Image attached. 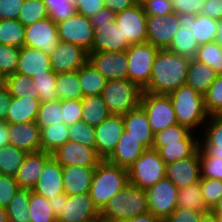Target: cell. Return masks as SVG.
<instances>
[{"mask_svg":"<svg viewBox=\"0 0 222 222\" xmlns=\"http://www.w3.org/2000/svg\"><path fill=\"white\" fill-rule=\"evenodd\" d=\"M9 144L8 123L0 122V148Z\"/></svg>","mask_w":222,"mask_h":222,"instance_id":"cell-67","label":"cell"},{"mask_svg":"<svg viewBox=\"0 0 222 222\" xmlns=\"http://www.w3.org/2000/svg\"><path fill=\"white\" fill-rule=\"evenodd\" d=\"M222 106V74H217L216 79L204 95V107L209 115Z\"/></svg>","mask_w":222,"mask_h":222,"instance_id":"cell-52","label":"cell"},{"mask_svg":"<svg viewBox=\"0 0 222 222\" xmlns=\"http://www.w3.org/2000/svg\"><path fill=\"white\" fill-rule=\"evenodd\" d=\"M57 74L48 71L41 75H32L31 81L35 83L40 102L53 101L57 99L56 92Z\"/></svg>","mask_w":222,"mask_h":222,"instance_id":"cell-45","label":"cell"},{"mask_svg":"<svg viewBox=\"0 0 222 222\" xmlns=\"http://www.w3.org/2000/svg\"><path fill=\"white\" fill-rule=\"evenodd\" d=\"M199 183L204 202L211 210L222 198V180L201 177Z\"/></svg>","mask_w":222,"mask_h":222,"instance_id":"cell-50","label":"cell"},{"mask_svg":"<svg viewBox=\"0 0 222 222\" xmlns=\"http://www.w3.org/2000/svg\"><path fill=\"white\" fill-rule=\"evenodd\" d=\"M200 146V137L195 132H190L179 143H154L153 149L158 150L164 163L170 164L191 157Z\"/></svg>","mask_w":222,"mask_h":222,"instance_id":"cell-24","label":"cell"},{"mask_svg":"<svg viewBox=\"0 0 222 222\" xmlns=\"http://www.w3.org/2000/svg\"><path fill=\"white\" fill-rule=\"evenodd\" d=\"M68 136L71 142L95 148V129L82 120L68 125Z\"/></svg>","mask_w":222,"mask_h":222,"instance_id":"cell-49","label":"cell"},{"mask_svg":"<svg viewBox=\"0 0 222 222\" xmlns=\"http://www.w3.org/2000/svg\"><path fill=\"white\" fill-rule=\"evenodd\" d=\"M63 123L61 100H53L40 102V107L36 119V124L39 128H46L51 125Z\"/></svg>","mask_w":222,"mask_h":222,"instance_id":"cell-44","label":"cell"},{"mask_svg":"<svg viewBox=\"0 0 222 222\" xmlns=\"http://www.w3.org/2000/svg\"><path fill=\"white\" fill-rule=\"evenodd\" d=\"M177 207L202 213L210 211L204 202L199 182L179 189Z\"/></svg>","mask_w":222,"mask_h":222,"instance_id":"cell-38","label":"cell"},{"mask_svg":"<svg viewBox=\"0 0 222 222\" xmlns=\"http://www.w3.org/2000/svg\"><path fill=\"white\" fill-rule=\"evenodd\" d=\"M198 222H217L211 211L203 213Z\"/></svg>","mask_w":222,"mask_h":222,"instance_id":"cell-68","label":"cell"},{"mask_svg":"<svg viewBox=\"0 0 222 222\" xmlns=\"http://www.w3.org/2000/svg\"><path fill=\"white\" fill-rule=\"evenodd\" d=\"M143 90L128 79L107 80L102 98L111 115H125L141 104Z\"/></svg>","mask_w":222,"mask_h":222,"instance_id":"cell-6","label":"cell"},{"mask_svg":"<svg viewBox=\"0 0 222 222\" xmlns=\"http://www.w3.org/2000/svg\"><path fill=\"white\" fill-rule=\"evenodd\" d=\"M0 222H9L6 208L0 206Z\"/></svg>","mask_w":222,"mask_h":222,"instance_id":"cell-70","label":"cell"},{"mask_svg":"<svg viewBox=\"0 0 222 222\" xmlns=\"http://www.w3.org/2000/svg\"><path fill=\"white\" fill-rule=\"evenodd\" d=\"M61 111L63 123L71 125L82 120V102L81 99L61 100Z\"/></svg>","mask_w":222,"mask_h":222,"instance_id":"cell-54","label":"cell"},{"mask_svg":"<svg viewBox=\"0 0 222 222\" xmlns=\"http://www.w3.org/2000/svg\"><path fill=\"white\" fill-rule=\"evenodd\" d=\"M6 85V76L0 70V87Z\"/></svg>","mask_w":222,"mask_h":222,"instance_id":"cell-72","label":"cell"},{"mask_svg":"<svg viewBox=\"0 0 222 222\" xmlns=\"http://www.w3.org/2000/svg\"><path fill=\"white\" fill-rule=\"evenodd\" d=\"M128 183V169L102 160L95 168L89 194L94 205L101 211Z\"/></svg>","mask_w":222,"mask_h":222,"instance_id":"cell-3","label":"cell"},{"mask_svg":"<svg viewBox=\"0 0 222 222\" xmlns=\"http://www.w3.org/2000/svg\"><path fill=\"white\" fill-rule=\"evenodd\" d=\"M217 73L206 63L190 59L185 85L204 96L216 79Z\"/></svg>","mask_w":222,"mask_h":222,"instance_id":"cell-32","label":"cell"},{"mask_svg":"<svg viewBox=\"0 0 222 222\" xmlns=\"http://www.w3.org/2000/svg\"><path fill=\"white\" fill-rule=\"evenodd\" d=\"M201 14L218 21L222 20V0H206Z\"/></svg>","mask_w":222,"mask_h":222,"instance_id":"cell-62","label":"cell"},{"mask_svg":"<svg viewBox=\"0 0 222 222\" xmlns=\"http://www.w3.org/2000/svg\"><path fill=\"white\" fill-rule=\"evenodd\" d=\"M9 144L28 153L41 151L40 128L34 122L8 124Z\"/></svg>","mask_w":222,"mask_h":222,"instance_id":"cell-21","label":"cell"},{"mask_svg":"<svg viewBox=\"0 0 222 222\" xmlns=\"http://www.w3.org/2000/svg\"><path fill=\"white\" fill-rule=\"evenodd\" d=\"M94 40L92 49L89 53L96 52H117L126 51L130 44L124 39L121 29L115 20L110 23L101 24L94 30Z\"/></svg>","mask_w":222,"mask_h":222,"instance_id":"cell-20","label":"cell"},{"mask_svg":"<svg viewBox=\"0 0 222 222\" xmlns=\"http://www.w3.org/2000/svg\"><path fill=\"white\" fill-rule=\"evenodd\" d=\"M6 87L12 97L33 95L38 97L37 86L31 78L24 74L15 73L6 77Z\"/></svg>","mask_w":222,"mask_h":222,"instance_id":"cell-46","label":"cell"},{"mask_svg":"<svg viewBox=\"0 0 222 222\" xmlns=\"http://www.w3.org/2000/svg\"><path fill=\"white\" fill-rule=\"evenodd\" d=\"M40 100L33 95L12 97L6 121L8 124L34 122L37 119Z\"/></svg>","mask_w":222,"mask_h":222,"instance_id":"cell-30","label":"cell"},{"mask_svg":"<svg viewBox=\"0 0 222 222\" xmlns=\"http://www.w3.org/2000/svg\"><path fill=\"white\" fill-rule=\"evenodd\" d=\"M167 177L178 189L200 181V151L191 156L166 165Z\"/></svg>","mask_w":222,"mask_h":222,"instance_id":"cell-19","label":"cell"},{"mask_svg":"<svg viewBox=\"0 0 222 222\" xmlns=\"http://www.w3.org/2000/svg\"><path fill=\"white\" fill-rule=\"evenodd\" d=\"M158 50L156 46L148 42L132 44L126 50L128 60L127 79L142 90L150 81L153 61Z\"/></svg>","mask_w":222,"mask_h":222,"instance_id":"cell-8","label":"cell"},{"mask_svg":"<svg viewBox=\"0 0 222 222\" xmlns=\"http://www.w3.org/2000/svg\"><path fill=\"white\" fill-rule=\"evenodd\" d=\"M25 0H0V20L18 19Z\"/></svg>","mask_w":222,"mask_h":222,"instance_id":"cell-59","label":"cell"},{"mask_svg":"<svg viewBox=\"0 0 222 222\" xmlns=\"http://www.w3.org/2000/svg\"><path fill=\"white\" fill-rule=\"evenodd\" d=\"M179 29L177 14L147 16V42L158 49H167Z\"/></svg>","mask_w":222,"mask_h":222,"instance_id":"cell-18","label":"cell"},{"mask_svg":"<svg viewBox=\"0 0 222 222\" xmlns=\"http://www.w3.org/2000/svg\"><path fill=\"white\" fill-rule=\"evenodd\" d=\"M48 17L56 24L77 13L76 0H43Z\"/></svg>","mask_w":222,"mask_h":222,"instance_id":"cell-47","label":"cell"},{"mask_svg":"<svg viewBox=\"0 0 222 222\" xmlns=\"http://www.w3.org/2000/svg\"><path fill=\"white\" fill-rule=\"evenodd\" d=\"M200 176L222 180V158L200 155Z\"/></svg>","mask_w":222,"mask_h":222,"instance_id":"cell-53","label":"cell"},{"mask_svg":"<svg viewBox=\"0 0 222 222\" xmlns=\"http://www.w3.org/2000/svg\"><path fill=\"white\" fill-rule=\"evenodd\" d=\"M140 105L146 111L151 130L154 134L178 124L168 95L143 92Z\"/></svg>","mask_w":222,"mask_h":222,"instance_id":"cell-9","label":"cell"},{"mask_svg":"<svg viewBox=\"0 0 222 222\" xmlns=\"http://www.w3.org/2000/svg\"><path fill=\"white\" fill-rule=\"evenodd\" d=\"M146 149L124 129L115 150L106 159L108 162L128 169Z\"/></svg>","mask_w":222,"mask_h":222,"instance_id":"cell-29","label":"cell"},{"mask_svg":"<svg viewBox=\"0 0 222 222\" xmlns=\"http://www.w3.org/2000/svg\"><path fill=\"white\" fill-rule=\"evenodd\" d=\"M19 189L15 177L0 174V206L6 208Z\"/></svg>","mask_w":222,"mask_h":222,"instance_id":"cell-57","label":"cell"},{"mask_svg":"<svg viewBox=\"0 0 222 222\" xmlns=\"http://www.w3.org/2000/svg\"><path fill=\"white\" fill-rule=\"evenodd\" d=\"M88 61L107 79H127L126 51L88 53Z\"/></svg>","mask_w":222,"mask_h":222,"instance_id":"cell-17","label":"cell"},{"mask_svg":"<svg viewBox=\"0 0 222 222\" xmlns=\"http://www.w3.org/2000/svg\"><path fill=\"white\" fill-rule=\"evenodd\" d=\"M57 222H100V211L89 193L55 195L48 199Z\"/></svg>","mask_w":222,"mask_h":222,"instance_id":"cell-5","label":"cell"},{"mask_svg":"<svg viewBox=\"0 0 222 222\" xmlns=\"http://www.w3.org/2000/svg\"><path fill=\"white\" fill-rule=\"evenodd\" d=\"M95 129V148L97 154L106 160L115 150L124 131L122 115H110Z\"/></svg>","mask_w":222,"mask_h":222,"instance_id":"cell-14","label":"cell"},{"mask_svg":"<svg viewBox=\"0 0 222 222\" xmlns=\"http://www.w3.org/2000/svg\"><path fill=\"white\" fill-rule=\"evenodd\" d=\"M25 26L18 19L0 20V44L24 47Z\"/></svg>","mask_w":222,"mask_h":222,"instance_id":"cell-40","label":"cell"},{"mask_svg":"<svg viewBox=\"0 0 222 222\" xmlns=\"http://www.w3.org/2000/svg\"><path fill=\"white\" fill-rule=\"evenodd\" d=\"M57 99H82V90L79 84V70L57 74Z\"/></svg>","mask_w":222,"mask_h":222,"instance_id":"cell-36","label":"cell"},{"mask_svg":"<svg viewBox=\"0 0 222 222\" xmlns=\"http://www.w3.org/2000/svg\"><path fill=\"white\" fill-rule=\"evenodd\" d=\"M194 59L206 63L217 74H222V47L215 40L201 44Z\"/></svg>","mask_w":222,"mask_h":222,"instance_id":"cell-43","label":"cell"},{"mask_svg":"<svg viewBox=\"0 0 222 222\" xmlns=\"http://www.w3.org/2000/svg\"><path fill=\"white\" fill-rule=\"evenodd\" d=\"M172 102L177 122L187 127L192 132L199 131L204 126L209 114L204 107V96L196 92L192 87L183 85L167 94Z\"/></svg>","mask_w":222,"mask_h":222,"instance_id":"cell-4","label":"cell"},{"mask_svg":"<svg viewBox=\"0 0 222 222\" xmlns=\"http://www.w3.org/2000/svg\"><path fill=\"white\" fill-rule=\"evenodd\" d=\"M27 153L11 144L0 148V174L15 177Z\"/></svg>","mask_w":222,"mask_h":222,"instance_id":"cell-37","label":"cell"},{"mask_svg":"<svg viewBox=\"0 0 222 222\" xmlns=\"http://www.w3.org/2000/svg\"><path fill=\"white\" fill-rule=\"evenodd\" d=\"M68 141V125L65 123L40 129L41 151L52 153Z\"/></svg>","mask_w":222,"mask_h":222,"instance_id":"cell-35","label":"cell"},{"mask_svg":"<svg viewBox=\"0 0 222 222\" xmlns=\"http://www.w3.org/2000/svg\"><path fill=\"white\" fill-rule=\"evenodd\" d=\"M206 0H172L175 14H201Z\"/></svg>","mask_w":222,"mask_h":222,"instance_id":"cell-58","label":"cell"},{"mask_svg":"<svg viewBox=\"0 0 222 222\" xmlns=\"http://www.w3.org/2000/svg\"><path fill=\"white\" fill-rule=\"evenodd\" d=\"M82 102V121L96 127L111 115L101 95L85 96Z\"/></svg>","mask_w":222,"mask_h":222,"instance_id":"cell-34","label":"cell"},{"mask_svg":"<svg viewBox=\"0 0 222 222\" xmlns=\"http://www.w3.org/2000/svg\"><path fill=\"white\" fill-rule=\"evenodd\" d=\"M115 20V14L107 8H102L95 15L90 17L91 24L95 29L99 28L101 24L110 23Z\"/></svg>","mask_w":222,"mask_h":222,"instance_id":"cell-63","label":"cell"},{"mask_svg":"<svg viewBox=\"0 0 222 222\" xmlns=\"http://www.w3.org/2000/svg\"><path fill=\"white\" fill-rule=\"evenodd\" d=\"M48 71H53L48 55L39 49L26 46L21 48L16 73L31 78L34 74L41 75Z\"/></svg>","mask_w":222,"mask_h":222,"instance_id":"cell-28","label":"cell"},{"mask_svg":"<svg viewBox=\"0 0 222 222\" xmlns=\"http://www.w3.org/2000/svg\"><path fill=\"white\" fill-rule=\"evenodd\" d=\"M95 168L78 165L62 166L64 193L66 195L89 193Z\"/></svg>","mask_w":222,"mask_h":222,"instance_id":"cell-27","label":"cell"},{"mask_svg":"<svg viewBox=\"0 0 222 222\" xmlns=\"http://www.w3.org/2000/svg\"><path fill=\"white\" fill-rule=\"evenodd\" d=\"M191 130L179 124L167 127L154 135V143H179Z\"/></svg>","mask_w":222,"mask_h":222,"instance_id":"cell-55","label":"cell"},{"mask_svg":"<svg viewBox=\"0 0 222 222\" xmlns=\"http://www.w3.org/2000/svg\"><path fill=\"white\" fill-rule=\"evenodd\" d=\"M21 48L0 44V70L7 77L16 73Z\"/></svg>","mask_w":222,"mask_h":222,"instance_id":"cell-51","label":"cell"},{"mask_svg":"<svg viewBox=\"0 0 222 222\" xmlns=\"http://www.w3.org/2000/svg\"><path fill=\"white\" fill-rule=\"evenodd\" d=\"M123 120L128 136L136 139L145 149L153 148L155 134L151 130L146 111L141 105L123 115Z\"/></svg>","mask_w":222,"mask_h":222,"instance_id":"cell-22","label":"cell"},{"mask_svg":"<svg viewBox=\"0 0 222 222\" xmlns=\"http://www.w3.org/2000/svg\"><path fill=\"white\" fill-rule=\"evenodd\" d=\"M12 96L6 85L0 87V122H5L9 111Z\"/></svg>","mask_w":222,"mask_h":222,"instance_id":"cell-64","label":"cell"},{"mask_svg":"<svg viewBox=\"0 0 222 222\" xmlns=\"http://www.w3.org/2000/svg\"><path fill=\"white\" fill-rule=\"evenodd\" d=\"M214 116L218 119H222V106L214 113Z\"/></svg>","mask_w":222,"mask_h":222,"instance_id":"cell-74","label":"cell"},{"mask_svg":"<svg viewBox=\"0 0 222 222\" xmlns=\"http://www.w3.org/2000/svg\"><path fill=\"white\" fill-rule=\"evenodd\" d=\"M217 222H222V212H212Z\"/></svg>","mask_w":222,"mask_h":222,"instance_id":"cell-73","label":"cell"},{"mask_svg":"<svg viewBox=\"0 0 222 222\" xmlns=\"http://www.w3.org/2000/svg\"><path fill=\"white\" fill-rule=\"evenodd\" d=\"M59 42L57 24L49 17L25 26L24 46L39 49L50 56Z\"/></svg>","mask_w":222,"mask_h":222,"instance_id":"cell-13","label":"cell"},{"mask_svg":"<svg viewBox=\"0 0 222 222\" xmlns=\"http://www.w3.org/2000/svg\"><path fill=\"white\" fill-rule=\"evenodd\" d=\"M30 222H57L48 199L31 190L29 201Z\"/></svg>","mask_w":222,"mask_h":222,"instance_id":"cell-42","label":"cell"},{"mask_svg":"<svg viewBox=\"0 0 222 222\" xmlns=\"http://www.w3.org/2000/svg\"><path fill=\"white\" fill-rule=\"evenodd\" d=\"M49 59L51 69L62 74L79 70L88 61V52L78 45L59 41Z\"/></svg>","mask_w":222,"mask_h":222,"instance_id":"cell-15","label":"cell"},{"mask_svg":"<svg viewBox=\"0 0 222 222\" xmlns=\"http://www.w3.org/2000/svg\"><path fill=\"white\" fill-rule=\"evenodd\" d=\"M31 190L19 189L6 207L9 222H30L29 201Z\"/></svg>","mask_w":222,"mask_h":222,"instance_id":"cell-39","label":"cell"},{"mask_svg":"<svg viewBox=\"0 0 222 222\" xmlns=\"http://www.w3.org/2000/svg\"><path fill=\"white\" fill-rule=\"evenodd\" d=\"M115 22L130 45L147 42V15L141 3L115 14Z\"/></svg>","mask_w":222,"mask_h":222,"instance_id":"cell-12","label":"cell"},{"mask_svg":"<svg viewBox=\"0 0 222 222\" xmlns=\"http://www.w3.org/2000/svg\"><path fill=\"white\" fill-rule=\"evenodd\" d=\"M122 222H164L161 218L154 216L152 213L148 212L143 215L136 216L131 219L124 220Z\"/></svg>","mask_w":222,"mask_h":222,"instance_id":"cell-66","label":"cell"},{"mask_svg":"<svg viewBox=\"0 0 222 222\" xmlns=\"http://www.w3.org/2000/svg\"><path fill=\"white\" fill-rule=\"evenodd\" d=\"M61 166L78 165L96 167L103 159L91 148L77 142L68 141L51 153Z\"/></svg>","mask_w":222,"mask_h":222,"instance_id":"cell-16","label":"cell"},{"mask_svg":"<svg viewBox=\"0 0 222 222\" xmlns=\"http://www.w3.org/2000/svg\"><path fill=\"white\" fill-rule=\"evenodd\" d=\"M106 82L107 79L89 61L79 69V84L83 97L101 95Z\"/></svg>","mask_w":222,"mask_h":222,"instance_id":"cell-33","label":"cell"},{"mask_svg":"<svg viewBox=\"0 0 222 222\" xmlns=\"http://www.w3.org/2000/svg\"><path fill=\"white\" fill-rule=\"evenodd\" d=\"M190 58L168 49H159L153 61L151 78L143 92L169 94L185 85Z\"/></svg>","mask_w":222,"mask_h":222,"instance_id":"cell-1","label":"cell"},{"mask_svg":"<svg viewBox=\"0 0 222 222\" xmlns=\"http://www.w3.org/2000/svg\"><path fill=\"white\" fill-rule=\"evenodd\" d=\"M62 166L52 157L44 166L42 173L32 189L46 199L64 193Z\"/></svg>","mask_w":222,"mask_h":222,"instance_id":"cell-26","label":"cell"},{"mask_svg":"<svg viewBox=\"0 0 222 222\" xmlns=\"http://www.w3.org/2000/svg\"><path fill=\"white\" fill-rule=\"evenodd\" d=\"M137 3V0H104L105 8L111 10L114 14L131 8Z\"/></svg>","mask_w":222,"mask_h":222,"instance_id":"cell-65","label":"cell"},{"mask_svg":"<svg viewBox=\"0 0 222 222\" xmlns=\"http://www.w3.org/2000/svg\"><path fill=\"white\" fill-rule=\"evenodd\" d=\"M200 137V155H211L222 158V119L209 115ZM204 135V136H203Z\"/></svg>","mask_w":222,"mask_h":222,"instance_id":"cell-31","label":"cell"},{"mask_svg":"<svg viewBox=\"0 0 222 222\" xmlns=\"http://www.w3.org/2000/svg\"><path fill=\"white\" fill-rule=\"evenodd\" d=\"M57 33L59 41L78 45L88 53L92 49L95 31L89 17L76 13L57 23Z\"/></svg>","mask_w":222,"mask_h":222,"instance_id":"cell-11","label":"cell"},{"mask_svg":"<svg viewBox=\"0 0 222 222\" xmlns=\"http://www.w3.org/2000/svg\"><path fill=\"white\" fill-rule=\"evenodd\" d=\"M166 164L158 150L146 149L128 168L129 183L146 190L165 177Z\"/></svg>","mask_w":222,"mask_h":222,"instance_id":"cell-7","label":"cell"},{"mask_svg":"<svg viewBox=\"0 0 222 222\" xmlns=\"http://www.w3.org/2000/svg\"><path fill=\"white\" fill-rule=\"evenodd\" d=\"M51 158L52 154L44 151L28 153L15 176L20 189L32 190L35 187L45 164Z\"/></svg>","mask_w":222,"mask_h":222,"instance_id":"cell-25","label":"cell"},{"mask_svg":"<svg viewBox=\"0 0 222 222\" xmlns=\"http://www.w3.org/2000/svg\"><path fill=\"white\" fill-rule=\"evenodd\" d=\"M210 211L211 212H222V198L217 202V204Z\"/></svg>","mask_w":222,"mask_h":222,"instance_id":"cell-71","label":"cell"},{"mask_svg":"<svg viewBox=\"0 0 222 222\" xmlns=\"http://www.w3.org/2000/svg\"><path fill=\"white\" fill-rule=\"evenodd\" d=\"M148 212L146 191L128 183L100 211V222H122Z\"/></svg>","mask_w":222,"mask_h":222,"instance_id":"cell-2","label":"cell"},{"mask_svg":"<svg viewBox=\"0 0 222 222\" xmlns=\"http://www.w3.org/2000/svg\"><path fill=\"white\" fill-rule=\"evenodd\" d=\"M47 17L48 13L43 0H25L18 20L27 26Z\"/></svg>","mask_w":222,"mask_h":222,"instance_id":"cell-48","label":"cell"},{"mask_svg":"<svg viewBox=\"0 0 222 222\" xmlns=\"http://www.w3.org/2000/svg\"><path fill=\"white\" fill-rule=\"evenodd\" d=\"M78 14L91 17L105 7L104 0H76L75 3Z\"/></svg>","mask_w":222,"mask_h":222,"instance_id":"cell-61","label":"cell"},{"mask_svg":"<svg viewBox=\"0 0 222 222\" xmlns=\"http://www.w3.org/2000/svg\"><path fill=\"white\" fill-rule=\"evenodd\" d=\"M218 20L197 14L195 20H190V32L195 36L199 45L215 40Z\"/></svg>","mask_w":222,"mask_h":222,"instance_id":"cell-41","label":"cell"},{"mask_svg":"<svg viewBox=\"0 0 222 222\" xmlns=\"http://www.w3.org/2000/svg\"><path fill=\"white\" fill-rule=\"evenodd\" d=\"M215 41L222 47V20L218 22Z\"/></svg>","mask_w":222,"mask_h":222,"instance_id":"cell-69","label":"cell"},{"mask_svg":"<svg viewBox=\"0 0 222 222\" xmlns=\"http://www.w3.org/2000/svg\"><path fill=\"white\" fill-rule=\"evenodd\" d=\"M145 191L149 212L165 221L177 207L179 189L164 177Z\"/></svg>","mask_w":222,"mask_h":222,"instance_id":"cell-10","label":"cell"},{"mask_svg":"<svg viewBox=\"0 0 222 222\" xmlns=\"http://www.w3.org/2000/svg\"><path fill=\"white\" fill-rule=\"evenodd\" d=\"M141 5L147 16L166 17L174 13L172 0H144Z\"/></svg>","mask_w":222,"mask_h":222,"instance_id":"cell-56","label":"cell"},{"mask_svg":"<svg viewBox=\"0 0 222 222\" xmlns=\"http://www.w3.org/2000/svg\"><path fill=\"white\" fill-rule=\"evenodd\" d=\"M202 212H194L187 208L176 207L164 222H198Z\"/></svg>","mask_w":222,"mask_h":222,"instance_id":"cell-60","label":"cell"},{"mask_svg":"<svg viewBox=\"0 0 222 222\" xmlns=\"http://www.w3.org/2000/svg\"><path fill=\"white\" fill-rule=\"evenodd\" d=\"M179 29L175 33L169 51L177 55H181L190 59L195 58L197 49L199 48L195 36L190 32V20H195L196 14H177Z\"/></svg>","mask_w":222,"mask_h":222,"instance_id":"cell-23","label":"cell"}]
</instances>
